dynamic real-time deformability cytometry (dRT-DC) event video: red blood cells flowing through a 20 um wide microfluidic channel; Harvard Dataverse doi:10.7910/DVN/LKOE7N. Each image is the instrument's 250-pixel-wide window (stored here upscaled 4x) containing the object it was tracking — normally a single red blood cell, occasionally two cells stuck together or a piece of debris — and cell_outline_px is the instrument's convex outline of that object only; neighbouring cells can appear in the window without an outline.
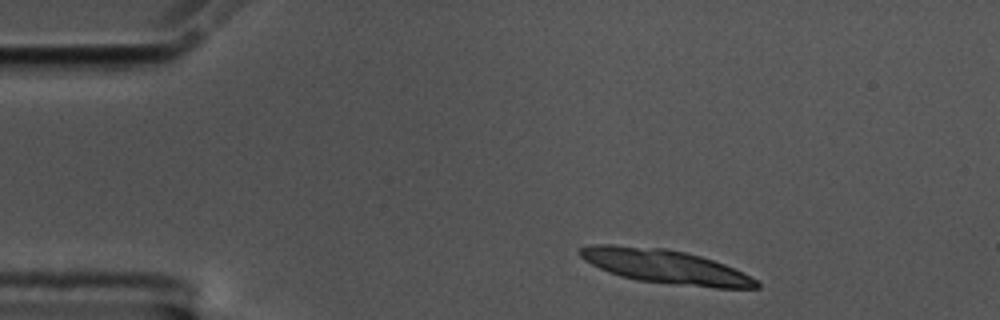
{"species": "common noctule bat (a hibernating species)", "species_latin": "Nyctalus noctula", "temperature_condition": "cold", "stored_images_in_passage": 48, "segment_of_instrument_passage": [1, 2], "camera_frame_rate_fps": 3000, "um_per_image_px": 0.085, "animal": {"sex": "male", "body_mass_g": 17.5, "forearm_length_mm": 52.3}, "frame": {"image": 1, "passage_image": 1, "time_ms": 0.0, "image_size_px": [1000, 320], "cell_outline_px": [[760, 288], [716, 288], [636, 280], [620, 276], [608, 272], [584, 260], [576, 252], [580, 248], [592, 244], [612, 244], [668, 248], [700, 256], [724, 264], [756, 280], [760, 284]], "centroid_in_image_um": [56.48, 22.64], "position_along_channel_um": 28.5, "area_um2": 34.8}}